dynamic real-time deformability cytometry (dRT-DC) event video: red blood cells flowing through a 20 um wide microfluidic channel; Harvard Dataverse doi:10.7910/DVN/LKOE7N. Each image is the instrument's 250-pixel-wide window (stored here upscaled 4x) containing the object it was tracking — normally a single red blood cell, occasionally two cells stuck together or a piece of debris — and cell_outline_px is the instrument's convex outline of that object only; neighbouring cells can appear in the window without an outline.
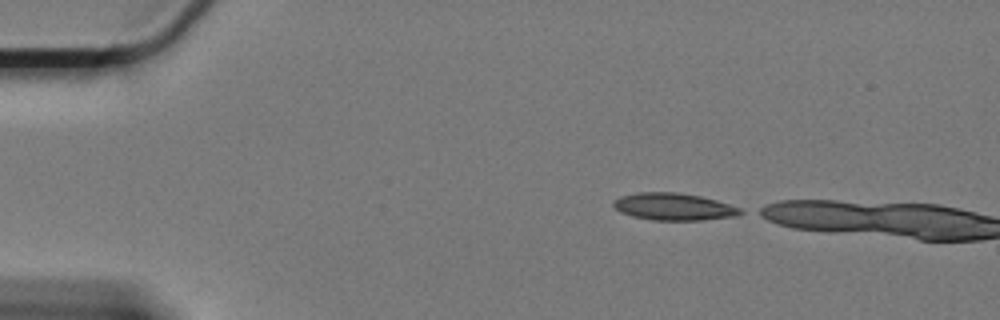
{"species": "Egyptian fruit bat (a non-hibernating species)", "species_latin": "Rousettus aegyptiacus", "temperature_condition": "cold", "stored_images_in_passage": 3, "camera_frame_rate_fps": 3000, "um_per_image_px": 0.085, "animal": {"sex": "female"}, "frame": {"image": 1, "passage_image": 1, "time_ms": 0.0, "image_size_px": [1000, 320], "cell_outline_px": [[744, 212], [736, 216], [704, 220], [652, 220], [632, 216], [620, 212], [612, 204], [612, 200], [620, 196], [636, 192], [676, 192], [700, 196], [716, 200], [744, 208]], "centroid_in_image_um": [57.28, 17.57], "position_along_channel_um": 27.7, "area_um2": 20.35}}